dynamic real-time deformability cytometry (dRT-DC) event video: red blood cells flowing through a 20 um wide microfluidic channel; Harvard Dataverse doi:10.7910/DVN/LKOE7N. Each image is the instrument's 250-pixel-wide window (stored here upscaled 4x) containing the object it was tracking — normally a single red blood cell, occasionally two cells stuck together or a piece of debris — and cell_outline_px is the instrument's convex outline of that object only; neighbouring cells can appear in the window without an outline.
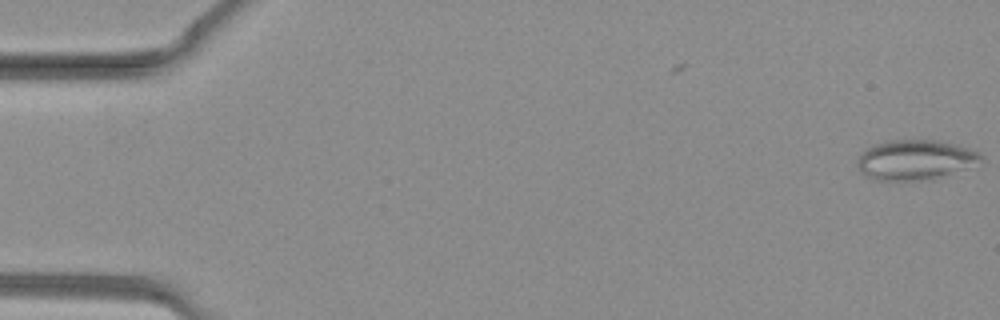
{"species": "common noctule bat (a hibernating species)", "species_latin": "Nyctalus noctula", "temperature_condition": "warm", "stored_images_in_passage": 4, "camera_frame_rate_fps": 3000, "um_per_image_px": 0.085, "animal": {"sex": "female", "body_mass_g": 19.3, "forearm_length_mm": 54.1}, "frame": {"image": 1, "passage_image": 4, "time_ms": 1.0, "image_size_px": [1000, 320], "cell_outline_px": [[984, 156], [948, 172], [928, 180], [876, 180], [864, 176], [856, 164], [856, 160], [868, 148], [876, 144], [892, 140], [936, 140], [968, 148]], "centroid_in_image_um": [77.62, 13.57], "position_along_channel_um": 7.4, "area_um2": 27.4}}